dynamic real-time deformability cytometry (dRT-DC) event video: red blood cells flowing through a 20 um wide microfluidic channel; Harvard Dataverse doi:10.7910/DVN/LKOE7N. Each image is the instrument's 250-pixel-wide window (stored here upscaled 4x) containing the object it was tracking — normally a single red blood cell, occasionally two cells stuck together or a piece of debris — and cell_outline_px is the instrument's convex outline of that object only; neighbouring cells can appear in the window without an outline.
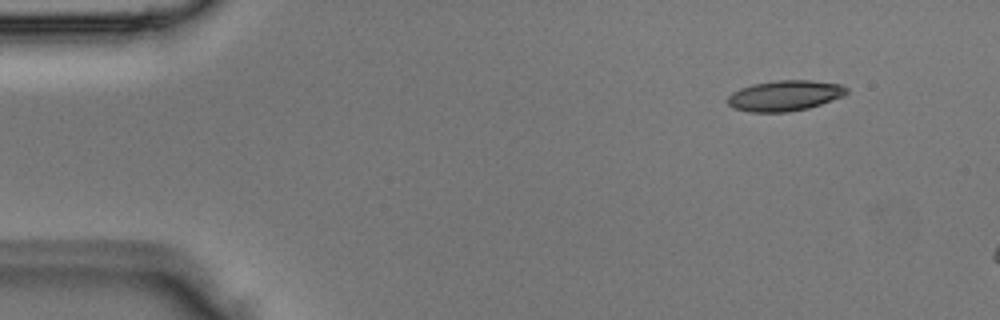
{"species": "Egyptian fruit bat (a non-hibernating species)", "species_latin": "Rousettus aegyptiacus", "temperature_condition": "room temperature", "stored_images_in_passage": 3, "camera_frame_rate_fps": 3000, "um_per_image_px": 0.085, "animal": {"sex": "male"}, "frame": {"image": 1, "passage_image": 1, "time_ms": 0.0, "image_size_px": [1000, 320], "cell_outline_px": [[848, 92], [844, 96], [808, 108], [788, 112], [752, 112], [732, 108], [728, 104], [728, 96], [732, 92], [740, 88], [752, 84], [776, 80], [812, 80], [840, 84], [848, 88]], "centroid_in_image_um": [66.7, 8.12], "position_along_channel_um": 18.3, "area_um2": 21.27}}